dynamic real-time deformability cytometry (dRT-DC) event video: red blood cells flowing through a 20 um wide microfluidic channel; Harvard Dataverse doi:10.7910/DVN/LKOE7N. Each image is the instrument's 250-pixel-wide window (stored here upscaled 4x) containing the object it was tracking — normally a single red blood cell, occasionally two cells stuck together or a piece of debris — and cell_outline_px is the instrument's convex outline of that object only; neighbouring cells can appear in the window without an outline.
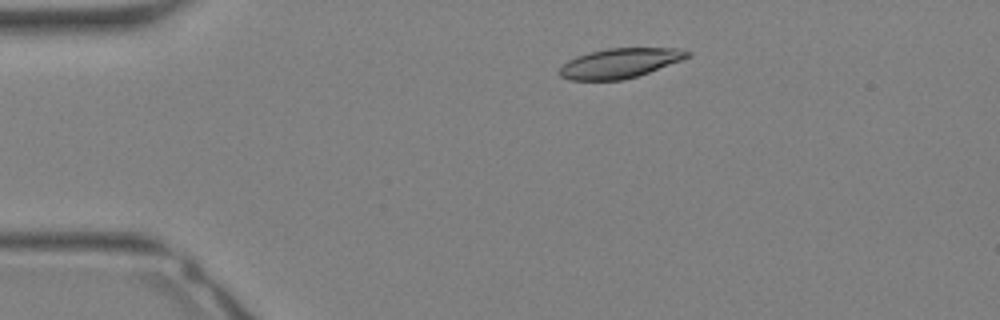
{"species": "Egyptian fruit bat (a non-hibernating species)", "species_latin": "Rousettus aegyptiacus", "temperature_condition": "warm", "stored_images_in_passage": 15, "camera_frame_rate_fps": 3000, "um_per_image_px": 0.085, "animal": {"sex": "female"}, "frame": {"image": 1, "passage_image": 5, "time_ms": 1.333, "image_size_px": [1000, 320], "cell_outline_px": [[692, 56], [648, 72], [636, 76], [620, 80], [568, 80], [560, 76], [560, 68], [568, 60], [576, 56], [588, 52], [608, 48], [680, 48], [692, 52]], "centroid_in_image_um": [52.69, 5.36], "position_along_channel_um": 32.3, "area_um2": 22.08}}
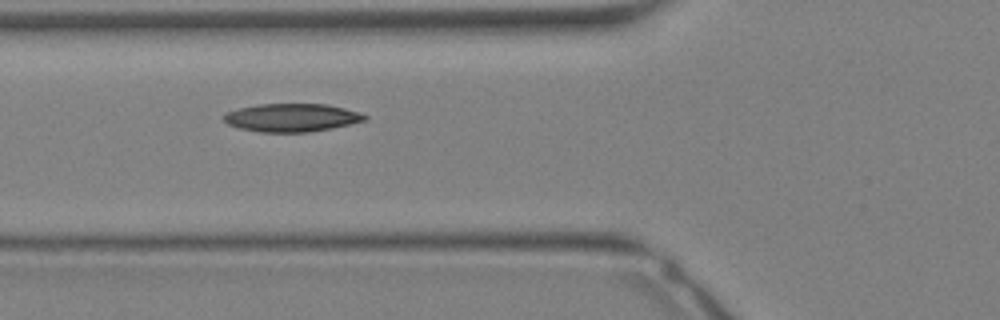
{"frame": {"image": 2, "passage_image": 11, "time_ms": 3.333, "image_size_px": [1000, 320], "cell_outline_px": [[368, 116], [364, 120], [332, 128], [308, 132], [260, 132], [240, 128], [228, 124], [224, 120], [224, 112], [240, 108], [260, 104], [328, 104], [360, 112]], "centroid_in_image_um": [24.78, 9.99], "position_along_channel_um": 101.0, "area_um2": 22.95}}
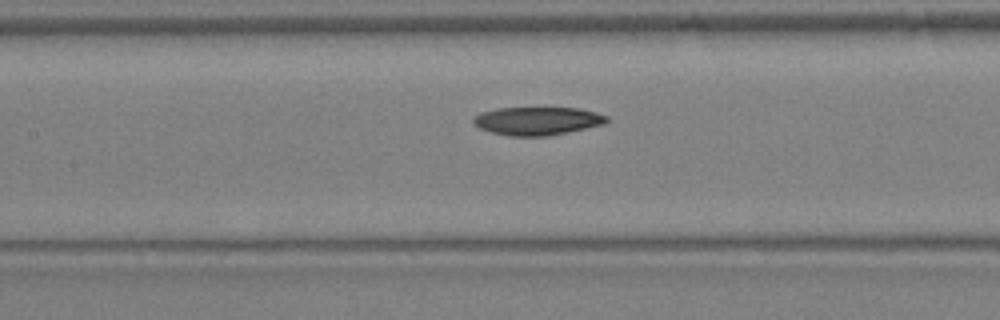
{"frame": {"image": 3, "passage_image": 14, "time_ms": 4.333, "image_size_px": [1000, 320], "cell_outline_px": [[608, 120], [604, 124], [568, 132], [544, 136], [508, 136], [492, 132], [480, 128], [472, 120], [472, 116], [480, 112], [496, 108], [580, 108], [596, 112], [608, 116]], "centroid_in_image_um": [45.66, 10.27], "position_along_channel_um": 161.7, "area_um2": 21.91}}